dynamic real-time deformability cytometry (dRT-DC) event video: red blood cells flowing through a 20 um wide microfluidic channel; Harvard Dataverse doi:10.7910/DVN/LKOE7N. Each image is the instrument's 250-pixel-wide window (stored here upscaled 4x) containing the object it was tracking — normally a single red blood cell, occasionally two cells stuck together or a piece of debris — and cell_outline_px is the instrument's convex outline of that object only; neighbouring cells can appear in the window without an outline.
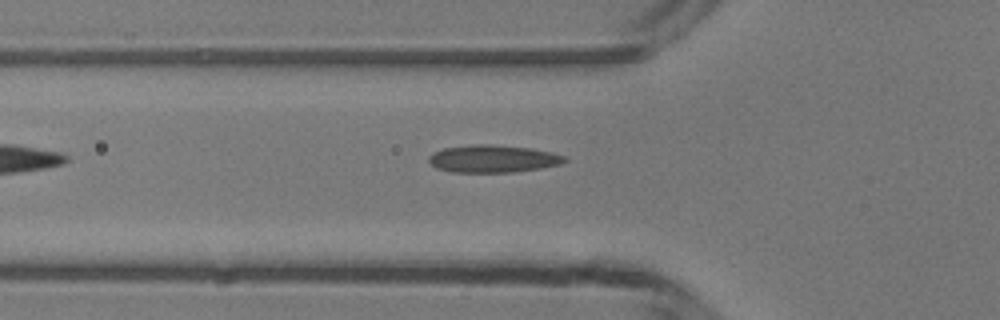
{"species": "common noctule bat (a hibernating species)", "species_latin": "Nyctalus noctula", "temperature_condition": "room temperature", "stored_images_in_passage": 32, "camera_frame_rate_fps": 3000, "um_per_image_px": 0.085, "animal": {"sex": "male", "body_mass_g": 13.3}, "frame": {"image": 1, "passage_image": 3, "time_ms": 0.667, "image_size_px": [1000, 320], "cell_outline_px": [[568, 160], [560, 164], [540, 168], [512, 172], [452, 172], [436, 168], [428, 160], [428, 156], [432, 152], [444, 148], [472, 144], [492, 144], [532, 148], [552, 152], [564, 156]], "centroid_in_image_um": [41.88, 13.48], "position_along_channel_um": 83.9, "area_um2": 21.85}}
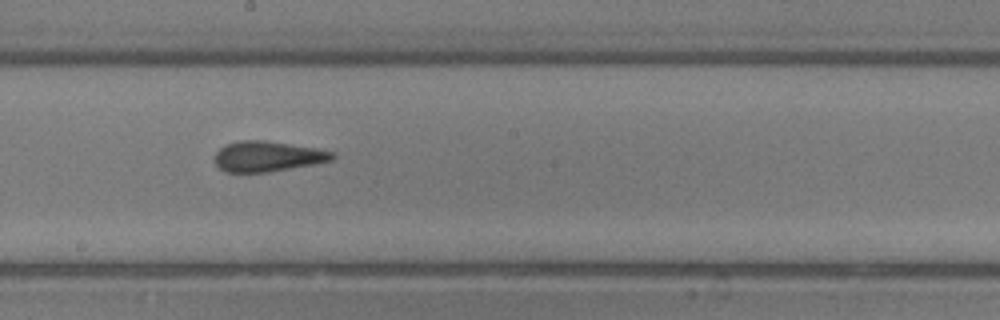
{"frame": {"image": 2, "passage_image": 13, "time_ms": 4.0, "image_size_px": [1000, 320], "cell_outline_px": [[336, 156], [332, 160], [316, 164], [268, 172], [224, 172], [212, 160], [216, 152], [224, 144], [240, 140], [264, 140], [316, 148], [336, 152]], "centroid_in_image_um": [22.73, 13.29], "position_along_channel_um": 225.5, "area_um2": 21.1}}
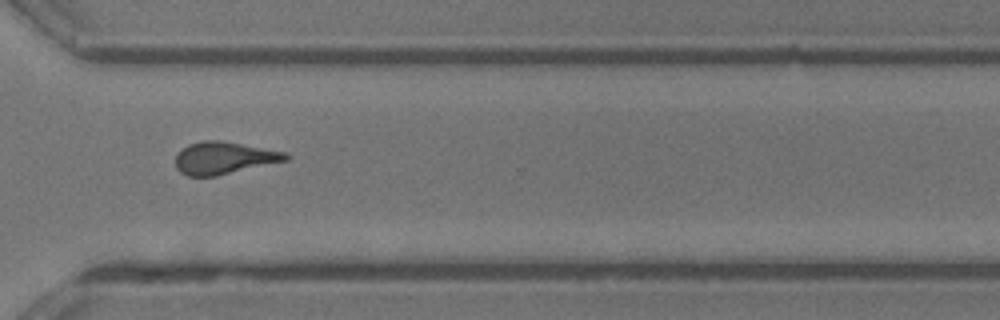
{"frame": {"image": 3, "passage_image": 22, "time_ms": 7.0, "image_size_px": [1000, 320], "cell_outline_px": [[292, 156], [288, 160], [216, 176], [188, 176], [180, 172], [176, 168], [176, 152], [188, 144], [204, 140], [220, 140], [284, 152]], "centroid_in_image_um": [19.0, 13.43], "position_along_channel_um": 351.6, "area_um2": 20.69}}